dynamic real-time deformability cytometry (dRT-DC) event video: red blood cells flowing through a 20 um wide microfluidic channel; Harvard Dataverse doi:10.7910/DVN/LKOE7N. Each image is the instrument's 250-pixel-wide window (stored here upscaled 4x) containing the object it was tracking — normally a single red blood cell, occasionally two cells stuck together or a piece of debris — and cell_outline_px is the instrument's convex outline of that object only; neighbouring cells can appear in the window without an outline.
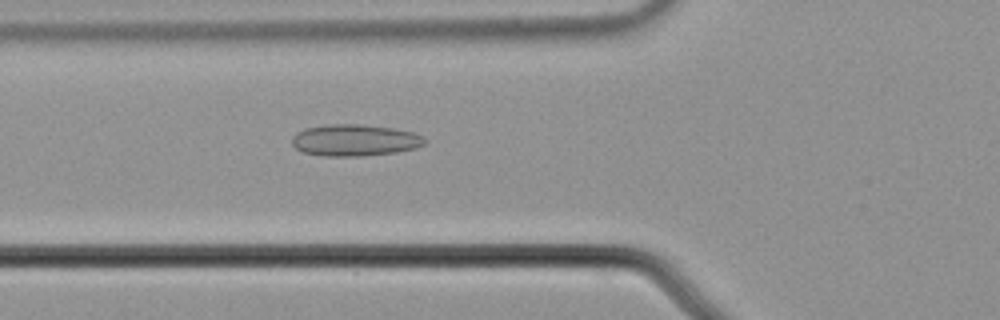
{"species": "common noctule bat (a hibernating species)", "species_latin": "Nyctalus noctula", "temperature_condition": "cold", "stored_images_in_passage": 53, "camera_frame_rate_fps": 3000, "um_per_image_px": 0.085, "animal": {"sex": "male", "body_mass_g": 21.5, "forearm_length_mm": 52.0}, "frame": {"image": 1, "passage_image": 20, "time_ms": 6.333, "image_size_px": [1000, 320], "cell_outline_px": [[428, 140], [424, 144], [416, 148], [396, 152], [364, 156], [324, 156], [304, 152], [296, 148], [292, 144], [292, 136], [296, 132], [304, 128], [328, 124], [360, 124], [392, 128], [412, 132], [424, 136]], "centroid_in_image_um": [30.16, 11.91], "position_along_channel_um": 95.6, "area_um2": 24.62}}
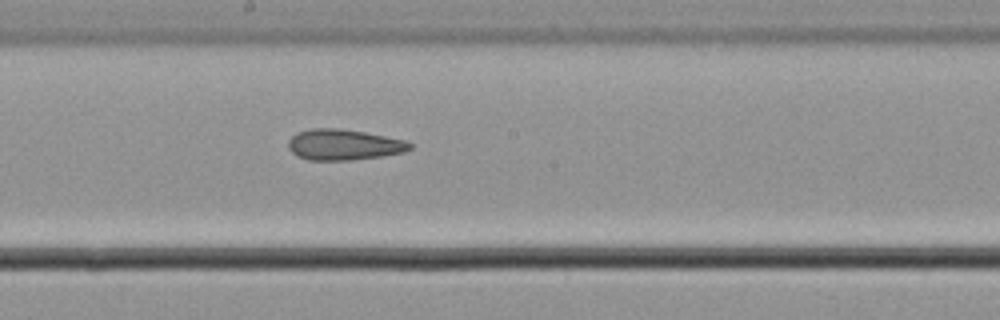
{"frame": {"image": 2, "passage_image": 30, "time_ms": 9.667, "image_size_px": [1000, 320], "cell_outline_px": [[412, 148], [404, 152], [380, 156], [348, 160], [308, 160], [296, 156], [288, 148], [288, 140], [296, 132], [312, 128], [340, 128], [364, 132], [404, 140], [412, 144]], "centroid_in_image_um": [29.17, 12.29], "position_along_channel_um": 219.0, "area_um2": 21.79}}
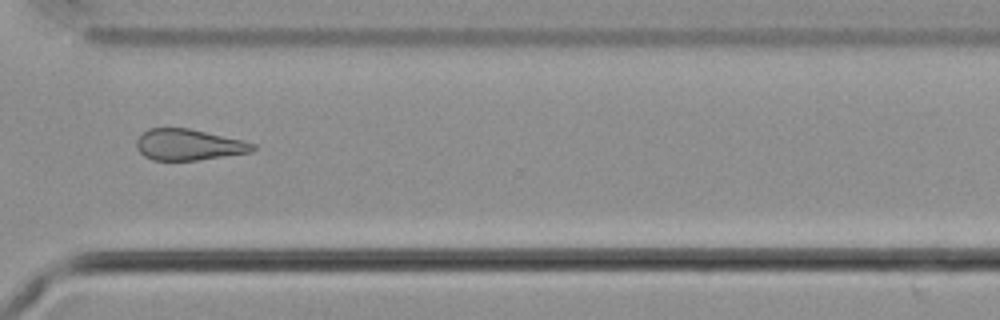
{"frame": {"image": 3, "passage_image": 41, "time_ms": 13.333, "image_size_px": [1000, 320], "cell_outline_px": [[256, 148], [252, 152], [196, 160], [152, 160], [144, 156], [136, 148], [136, 140], [148, 128], [188, 128], [244, 140], [256, 144]], "centroid_in_image_um": [16.04, 12.3], "position_along_channel_um": 354.6, "area_um2": 21.1}, "authors_computed_cell_mechanics": {"area_um2": 22.4264, "velocity_mm_per_s": 3.6911, "shape_relaxation_time_tau1_ms": null, "shape_relaxation_time_tau2_ms": 4.4842, "deformation_change_tau1": null, "deformation_change_tau2": 0.1489}}